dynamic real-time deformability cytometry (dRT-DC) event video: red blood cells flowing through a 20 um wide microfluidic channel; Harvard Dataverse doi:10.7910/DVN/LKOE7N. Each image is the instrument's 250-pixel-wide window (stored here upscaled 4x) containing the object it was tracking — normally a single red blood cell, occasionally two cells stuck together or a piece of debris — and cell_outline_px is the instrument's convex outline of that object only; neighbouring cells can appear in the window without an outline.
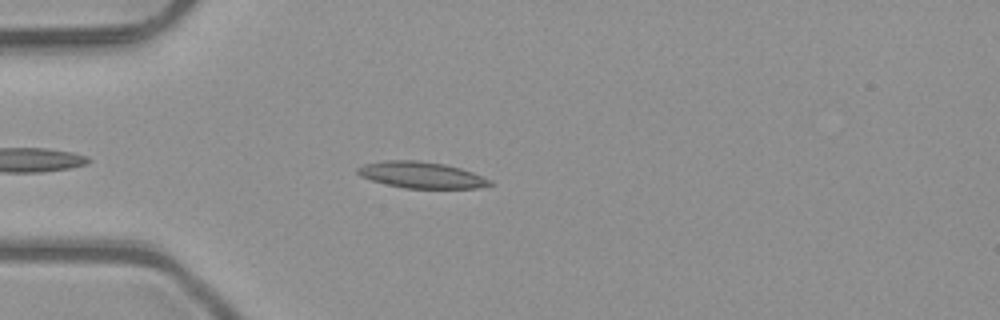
{"species": "common noctule bat (a hibernating species)", "species_latin": "Nyctalus noctula", "temperature_condition": "room temperature", "stored_images_in_passage": 5, "camera_frame_rate_fps": 3000, "um_per_image_px": 0.085, "animal": {"sex": "male", "body_mass_g": 23.1, "forearm_length_mm": 52.7}, "frame": {"image": 1, "passage_image": 5, "time_ms": 1.333, "image_size_px": [1000, 320], "cell_outline_px": [[492, 184], [476, 188], [404, 188], [372, 180], [360, 176], [356, 172], [356, 168], [364, 164], [384, 160], [416, 160], [444, 164], [460, 168], [472, 172], [492, 180]], "centroid_in_image_um": [35.79, 14.86], "position_along_channel_um": 49.2, "area_um2": 20.17}}